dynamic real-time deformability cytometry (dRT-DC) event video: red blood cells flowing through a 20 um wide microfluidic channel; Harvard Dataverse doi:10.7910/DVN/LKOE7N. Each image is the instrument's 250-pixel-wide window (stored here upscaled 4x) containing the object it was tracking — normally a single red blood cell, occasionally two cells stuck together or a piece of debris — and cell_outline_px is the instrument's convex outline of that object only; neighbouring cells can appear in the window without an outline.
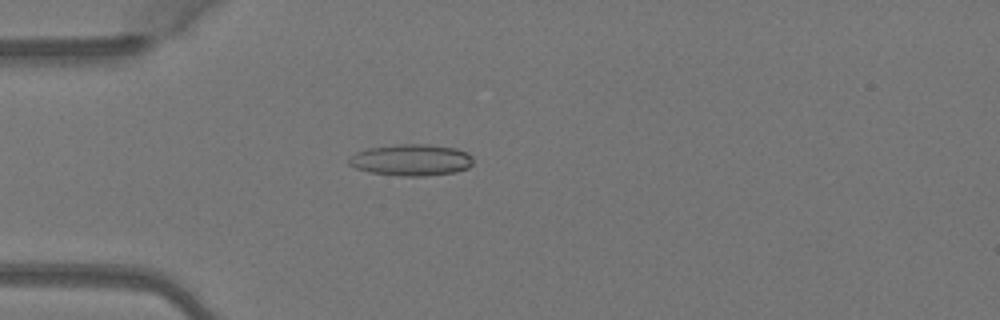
{"species": "Egyptian fruit bat (a non-hibernating species)", "species_latin": "Rousettus aegyptiacus", "temperature_condition": "warm", "stored_images_in_passage": 4, "camera_frame_rate_fps": 3000, "um_per_image_px": 0.085, "animal": {"sex": "female"}, "frame": {"image": 1, "passage_image": 4, "time_ms": 1.0, "image_size_px": [1000, 320], "cell_outline_px": [[472, 164], [468, 168], [456, 172], [424, 176], [400, 176], [368, 172], [356, 168], [348, 164], [348, 160], [356, 152], [368, 148], [400, 144], [428, 144], [456, 148], [468, 152], [472, 156]], "centroid_in_image_um": [34.97, 13.6], "position_along_channel_um": 50.0, "area_um2": 22.95}}